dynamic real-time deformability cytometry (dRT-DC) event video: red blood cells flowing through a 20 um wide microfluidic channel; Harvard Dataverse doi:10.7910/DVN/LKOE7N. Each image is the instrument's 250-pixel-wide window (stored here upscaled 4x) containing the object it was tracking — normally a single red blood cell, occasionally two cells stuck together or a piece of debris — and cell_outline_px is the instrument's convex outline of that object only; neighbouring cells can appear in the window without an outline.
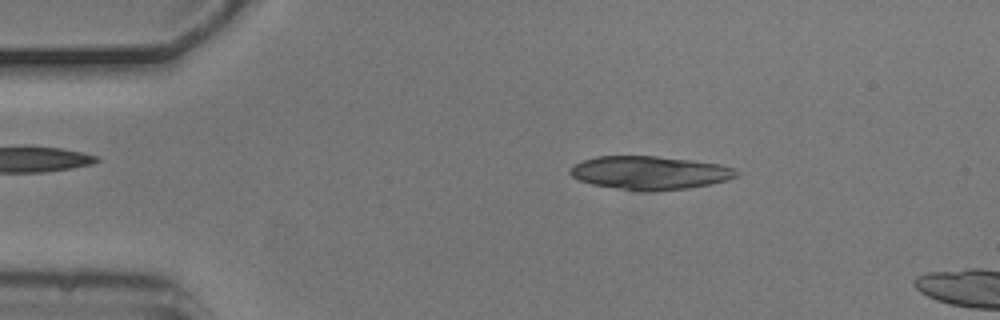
{"species": "common noctule bat (a hibernating species)", "species_latin": "Nyctalus noctula", "temperature_condition": "cold", "stored_images_in_passage": 4, "camera_frame_rate_fps": 3000, "um_per_image_px": 0.085, "animal": {"sex": "male", "body_mass_g": 20.5, "forearm_length_mm": 52.5}, "frame": {"image": 1, "passage_image": 3, "time_ms": 0.667, "image_size_px": [1000, 320], "cell_outline_px": [[740, 172], [736, 176], [728, 180], [688, 188], [648, 192], [644, 192], [616, 188], [592, 184], [580, 180], [572, 176], [568, 172], [568, 168], [572, 164], [596, 156], [656, 156], [720, 164], [732, 168]], "centroid_in_image_um": [55.18, 14.69], "position_along_channel_um": 29.8, "area_um2": 32.37}}